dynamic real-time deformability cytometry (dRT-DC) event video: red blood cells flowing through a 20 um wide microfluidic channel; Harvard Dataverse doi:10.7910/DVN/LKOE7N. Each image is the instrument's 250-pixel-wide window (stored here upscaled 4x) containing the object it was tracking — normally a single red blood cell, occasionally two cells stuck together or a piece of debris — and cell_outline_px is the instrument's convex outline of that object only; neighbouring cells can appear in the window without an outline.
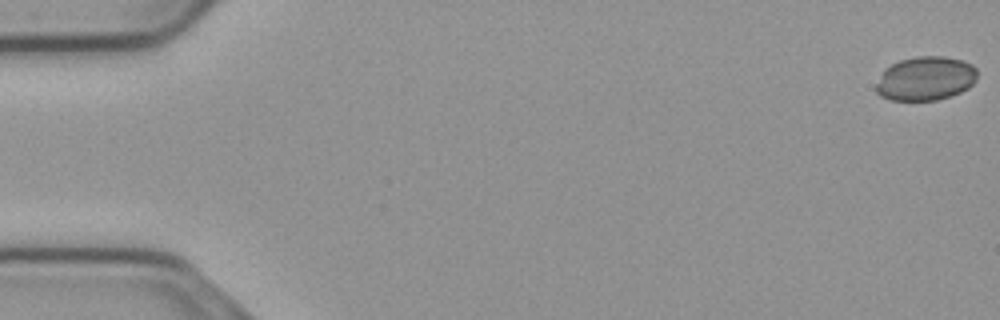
{"species": "common noctule bat (a hibernating species)", "species_latin": "Nyctalus noctula", "temperature_condition": "cold", "stored_images_in_passage": 56, "camera_frame_rate_fps": 3000, "um_per_image_px": 0.085, "animal": {"sex": "male", "body_mass_g": 23.1, "forearm_length_mm": 52.7}, "frame": {"image": 1, "passage_image": 1, "time_ms": 0.0, "image_size_px": [1000, 320], "cell_outline_px": [[976, 80], [968, 88], [960, 92], [936, 100], [888, 100], [880, 96], [876, 92], [876, 84], [884, 68], [900, 60], [916, 56], [944, 56], [964, 60], [972, 64], [976, 68]], "centroid_in_image_um": [78.66, 6.66], "position_along_channel_um": 6.3, "area_um2": 26.07}}
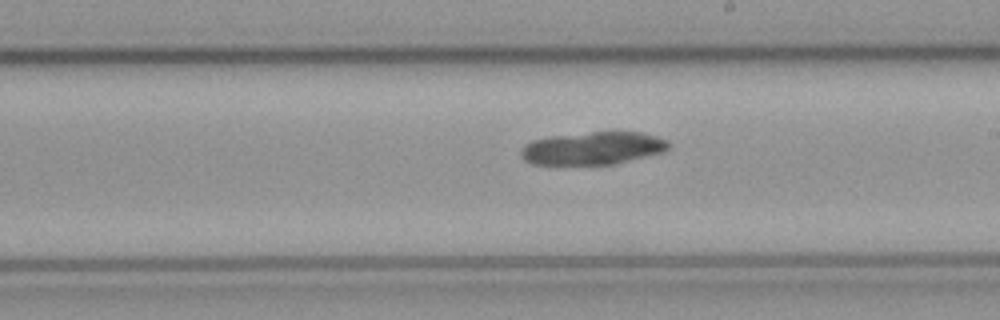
{"frame": {"image": 2, "passage_image": 32, "time_ms": 10.333, "image_size_px": [1000, 320], "cell_outline_px": [[672, 144], [664, 152], [616, 164], [532, 164], [524, 160], [520, 156], [520, 152], [524, 144], [532, 140], [548, 136], [592, 132], [640, 132], [656, 136], [668, 140]], "centroid_in_image_um": [50.4, 12.6], "position_along_channel_um": 238.6, "area_um2": 28.44}}
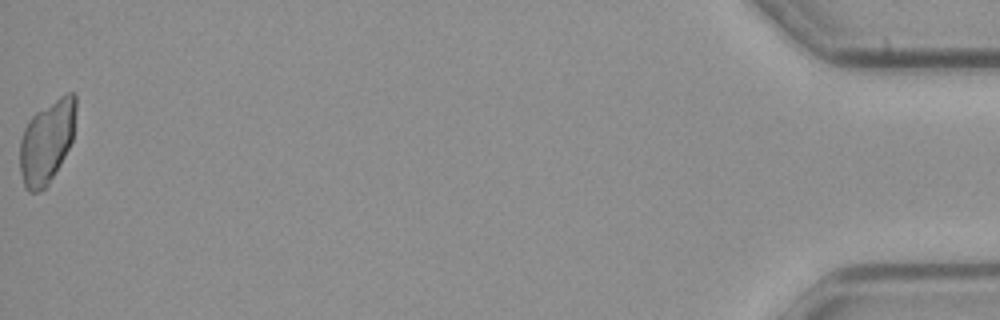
{"frame": {"image": 3, "passage_image": 56, "time_ms": 18.333, "image_size_px": [1000, 320], "cell_outline_px": [[76, 112], [72, 140], [48, 188], [36, 192], [28, 192], [24, 188], [20, 172], [20, 140], [24, 128], [32, 116], [36, 112], [60, 96], [68, 92], [72, 92], [76, 96]], "centroid_in_image_um": [3.97, 12.08], "position_along_channel_um": 431.2, "area_um2": 27.28}}